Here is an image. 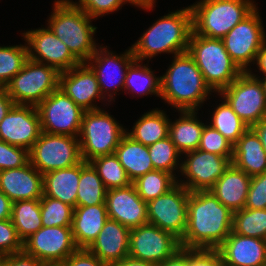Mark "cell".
I'll use <instances>...</instances> for the list:
<instances>
[{
    "mask_svg": "<svg viewBox=\"0 0 266 266\" xmlns=\"http://www.w3.org/2000/svg\"><path fill=\"white\" fill-rule=\"evenodd\" d=\"M233 212L208 191L189 192L187 226L180 246L217 249L232 232Z\"/></svg>",
    "mask_w": 266,
    "mask_h": 266,
    "instance_id": "6da1fadb",
    "label": "cell"
},
{
    "mask_svg": "<svg viewBox=\"0 0 266 266\" xmlns=\"http://www.w3.org/2000/svg\"><path fill=\"white\" fill-rule=\"evenodd\" d=\"M167 72L161 77V98L178 111H197L201 103L214 92L206 84L193 57L184 52L174 55Z\"/></svg>",
    "mask_w": 266,
    "mask_h": 266,
    "instance_id": "7a4b0ae2",
    "label": "cell"
},
{
    "mask_svg": "<svg viewBox=\"0 0 266 266\" xmlns=\"http://www.w3.org/2000/svg\"><path fill=\"white\" fill-rule=\"evenodd\" d=\"M193 31L190 6L158 19L132 46L133 56L141 61L161 53L174 55L188 51Z\"/></svg>",
    "mask_w": 266,
    "mask_h": 266,
    "instance_id": "3957f363",
    "label": "cell"
},
{
    "mask_svg": "<svg viewBox=\"0 0 266 266\" xmlns=\"http://www.w3.org/2000/svg\"><path fill=\"white\" fill-rule=\"evenodd\" d=\"M91 18L71 0H57L48 20V28L68 47L82 63L96 52L98 44L93 35L96 28Z\"/></svg>",
    "mask_w": 266,
    "mask_h": 266,
    "instance_id": "277c9868",
    "label": "cell"
},
{
    "mask_svg": "<svg viewBox=\"0 0 266 266\" xmlns=\"http://www.w3.org/2000/svg\"><path fill=\"white\" fill-rule=\"evenodd\" d=\"M187 52L215 93L228 87L242 73L226 51L222 39L200 36L192 31Z\"/></svg>",
    "mask_w": 266,
    "mask_h": 266,
    "instance_id": "5b68a950",
    "label": "cell"
},
{
    "mask_svg": "<svg viewBox=\"0 0 266 266\" xmlns=\"http://www.w3.org/2000/svg\"><path fill=\"white\" fill-rule=\"evenodd\" d=\"M193 32L222 39L255 8L252 0H201L190 6Z\"/></svg>",
    "mask_w": 266,
    "mask_h": 266,
    "instance_id": "8992f818",
    "label": "cell"
},
{
    "mask_svg": "<svg viewBox=\"0 0 266 266\" xmlns=\"http://www.w3.org/2000/svg\"><path fill=\"white\" fill-rule=\"evenodd\" d=\"M126 131L102 109L84 111L78 139L82 159L89 162L96 157L113 154Z\"/></svg>",
    "mask_w": 266,
    "mask_h": 266,
    "instance_id": "52a82bcc",
    "label": "cell"
},
{
    "mask_svg": "<svg viewBox=\"0 0 266 266\" xmlns=\"http://www.w3.org/2000/svg\"><path fill=\"white\" fill-rule=\"evenodd\" d=\"M59 72L47 64L28 59L6 86L16 105L37 107L59 87Z\"/></svg>",
    "mask_w": 266,
    "mask_h": 266,
    "instance_id": "ba28073f",
    "label": "cell"
},
{
    "mask_svg": "<svg viewBox=\"0 0 266 266\" xmlns=\"http://www.w3.org/2000/svg\"><path fill=\"white\" fill-rule=\"evenodd\" d=\"M83 161L78 137L42 132L29 150V162L43 175Z\"/></svg>",
    "mask_w": 266,
    "mask_h": 266,
    "instance_id": "9c48e42d",
    "label": "cell"
},
{
    "mask_svg": "<svg viewBox=\"0 0 266 266\" xmlns=\"http://www.w3.org/2000/svg\"><path fill=\"white\" fill-rule=\"evenodd\" d=\"M259 78L250 70L242 72L219 92L249 128L266 117V94Z\"/></svg>",
    "mask_w": 266,
    "mask_h": 266,
    "instance_id": "30bf717a",
    "label": "cell"
},
{
    "mask_svg": "<svg viewBox=\"0 0 266 266\" xmlns=\"http://www.w3.org/2000/svg\"><path fill=\"white\" fill-rule=\"evenodd\" d=\"M42 132L78 137L81 130V109L61 88L49 94L37 107Z\"/></svg>",
    "mask_w": 266,
    "mask_h": 266,
    "instance_id": "8fae6325",
    "label": "cell"
},
{
    "mask_svg": "<svg viewBox=\"0 0 266 266\" xmlns=\"http://www.w3.org/2000/svg\"><path fill=\"white\" fill-rule=\"evenodd\" d=\"M265 31L257 7L223 38L225 49L242 72L249 71L251 62L266 41Z\"/></svg>",
    "mask_w": 266,
    "mask_h": 266,
    "instance_id": "7c38bea8",
    "label": "cell"
},
{
    "mask_svg": "<svg viewBox=\"0 0 266 266\" xmlns=\"http://www.w3.org/2000/svg\"><path fill=\"white\" fill-rule=\"evenodd\" d=\"M189 191L177 183L147 203L148 223L172 233L179 240L187 226Z\"/></svg>",
    "mask_w": 266,
    "mask_h": 266,
    "instance_id": "4fadbf2b",
    "label": "cell"
},
{
    "mask_svg": "<svg viewBox=\"0 0 266 266\" xmlns=\"http://www.w3.org/2000/svg\"><path fill=\"white\" fill-rule=\"evenodd\" d=\"M77 249L72 226H42L23 242V250L43 264H62Z\"/></svg>",
    "mask_w": 266,
    "mask_h": 266,
    "instance_id": "5bb4252c",
    "label": "cell"
},
{
    "mask_svg": "<svg viewBox=\"0 0 266 266\" xmlns=\"http://www.w3.org/2000/svg\"><path fill=\"white\" fill-rule=\"evenodd\" d=\"M179 169L187 180L178 181L189 192L208 191L232 164V158L196 149L185 153Z\"/></svg>",
    "mask_w": 266,
    "mask_h": 266,
    "instance_id": "9a60e30c",
    "label": "cell"
},
{
    "mask_svg": "<svg viewBox=\"0 0 266 266\" xmlns=\"http://www.w3.org/2000/svg\"><path fill=\"white\" fill-rule=\"evenodd\" d=\"M180 241L172 233L152 224L130 230L128 256L158 264L180 249Z\"/></svg>",
    "mask_w": 266,
    "mask_h": 266,
    "instance_id": "2e32d148",
    "label": "cell"
},
{
    "mask_svg": "<svg viewBox=\"0 0 266 266\" xmlns=\"http://www.w3.org/2000/svg\"><path fill=\"white\" fill-rule=\"evenodd\" d=\"M23 36L29 45L28 59L54 67L59 73L81 63L48 27L29 30Z\"/></svg>",
    "mask_w": 266,
    "mask_h": 266,
    "instance_id": "e0dca14e",
    "label": "cell"
},
{
    "mask_svg": "<svg viewBox=\"0 0 266 266\" xmlns=\"http://www.w3.org/2000/svg\"><path fill=\"white\" fill-rule=\"evenodd\" d=\"M41 133L40 116L35 106L14 104L0 122V139L28 151Z\"/></svg>",
    "mask_w": 266,
    "mask_h": 266,
    "instance_id": "ac0fdd59",
    "label": "cell"
},
{
    "mask_svg": "<svg viewBox=\"0 0 266 266\" xmlns=\"http://www.w3.org/2000/svg\"><path fill=\"white\" fill-rule=\"evenodd\" d=\"M105 205L108 219L130 229L148 223L147 203L140 198L133 184L107 190Z\"/></svg>",
    "mask_w": 266,
    "mask_h": 266,
    "instance_id": "d6986e66",
    "label": "cell"
},
{
    "mask_svg": "<svg viewBox=\"0 0 266 266\" xmlns=\"http://www.w3.org/2000/svg\"><path fill=\"white\" fill-rule=\"evenodd\" d=\"M59 88L84 111L100 109L93 104L95 98L106 99L100 91L94 71L86 62L61 72Z\"/></svg>",
    "mask_w": 266,
    "mask_h": 266,
    "instance_id": "ffe728a7",
    "label": "cell"
},
{
    "mask_svg": "<svg viewBox=\"0 0 266 266\" xmlns=\"http://www.w3.org/2000/svg\"><path fill=\"white\" fill-rule=\"evenodd\" d=\"M106 49L107 48L100 46L86 62L97 77L103 97H105V94L108 95L107 91L111 92L108 89H112L113 92L119 91L120 88L124 89V81L128 66L135 60L131 48L120 56Z\"/></svg>",
    "mask_w": 266,
    "mask_h": 266,
    "instance_id": "44dd1931",
    "label": "cell"
},
{
    "mask_svg": "<svg viewBox=\"0 0 266 266\" xmlns=\"http://www.w3.org/2000/svg\"><path fill=\"white\" fill-rule=\"evenodd\" d=\"M224 266H266V240L231 232L217 248Z\"/></svg>",
    "mask_w": 266,
    "mask_h": 266,
    "instance_id": "7402d4cb",
    "label": "cell"
},
{
    "mask_svg": "<svg viewBox=\"0 0 266 266\" xmlns=\"http://www.w3.org/2000/svg\"><path fill=\"white\" fill-rule=\"evenodd\" d=\"M0 190L12 201L40 199L43 175L30 163L0 171Z\"/></svg>",
    "mask_w": 266,
    "mask_h": 266,
    "instance_id": "603a6c76",
    "label": "cell"
},
{
    "mask_svg": "<svg viewBox=\"0 0 266 266\" xmlns=\"http://www.w3.org/2000/svg\"><path fill=\"white\" fill-rule=\"evenodd\" d=\"M130 230L117 221L107 219L87 249L107 264L117 262L129 254Z\"/></svg>",
    "mask_w": 266,
    "mask_h": 266,
    "instance_id": "cb8c5ba5",
    "label": "cell"
},
{
    "mask_svg": "<svg viewBox=\"0 0 266 266\" xmlns=\"http://www.w3.org/2000/svg\"><path fill=\"white\" fill-rule=\"evenodd\" d=\"M232 164L250 177L266 172V151L252 127L233 145Z\"/></svg>",
    "mask_w": 266,
    "mask_h": 266,
    "instance_id": "d4e9b609",
    "label": "cell"
},
{
    "mask_svg": "<svg viewBox=\"0 0 266 266\" xmlns=\"http://www.w3.org/2000/svg\"><path fill=\"white\" fill-rule=\"evenodd\" d=\"M251 178L231 164L210 191L224 206L235 212L245 206Z\"/></svg>",
    "mask_w": 266,
    "mask_h": 266,
    "instance_id": "484cf974",
    "label": "cell"
},
{
    "mask_svg": "<svg viewBox=\"0 0 266 266\" xmlns=\"http://www.w3.org/2000/svg\"><path fill=\"white\" fill-rule=\"evenodd\" d=\"M105 204L76 206L73 211L72 232L78 248H88L107 221Z\"/></svg>",
    "mask_w": 266,
    "mask_h": 266,
    "instance_id": "4316f807",
    "label": "cell"
},
{
    "mask_svg": "<svg viewBox=\"0 0 266 266\" xmlns=\"http://www.w3.org/2000/svg\"><path fill=\"white\" fill-rule=\"evenodd\" d=\"M79 179L80 163L66 169L49 171L43 174V195L75 208Z\"/></svg>",
    "mask_w": 266,
    "mask_h": 266,
    "instance_id": "83f0119b",
    "label": "cell"
},
{
    "mask_svg": "<svg viewBox=\"0 0 266 266\" xmlns=\"http://www.w3.org/2000/svg\"><path fill=\"white\" fill-rule=\"evenodd\" d=\"M114 153L131 182L155 170L150 159L148 146L135 141L127 133L121 138Z\"/></svg>",
    "mask_w": 266,
    "mask_h": 266,
    "instance_id": "f1b7e54d",
    "label": "cell"
},
{
    "mask_svg": "<svg viewBox=\"0 0 266 266\" xmlns=\"http://www.w3.org/2000/svg\"><path fill=\"white\" fill-rule=\"evenodd\" d=\"M175 122H169L168 136L182 154L198 149L205 124L196 117L195 110L180 111Z\"/></svg>",
    "mask_w": 266,
    "mask_h": 266,
    "instance_id": "f546056e",
    "label": "cell"
},
{
    "mask_svg": "<svg viewBox=\"0 0 266 266\" xmlns=\"http://www.w3.org/2000/svg\"><path fill=\"white\" fill-rule=\"evenodd\" d=\"M169 122L163 110L153 109L136 121L131 132L126 133L135 141L150 146L168 137Z\"/></svg>",
    "mask_w": 266,
    "mask_h": 266,
    "instance_id": "4dcf8cb0",
    "label": "cell"
},
{
    "mask_svg": "<svg viewBox=\"0 0 266 266\" xmlns=\"http://www.w3.org/2000/svg\"><path fill=\"white\" fill-rule=\"evenodd\" d=\"M10 219L24 242L42 227L40 199L12 202Z\"/></svg>",
    "mask_w": 266,
    "mask_h": 266,
    "instance_id": "1f68e13d",
    "label": "cell"
},
{
    "mask_svg": "<svg viewBox=\"0 0 266 266\" xmlns=\"http://www.w3.org/2000/svg\"><path fill=\"white\" fill-rule=\"evenodd\" d=\"M107 189L94 167L84 160L80 163V179L76 206L105 204Z\"/></svg>",
    "mask_w": 266,
    "mask_h": 266,
    "instance_id": "d6a6232c",
    "label": "cell"
},
{
    "mask_svg": "<svg viewBox=\"0 0 266 266\" xmlns=\"http://www.w3.org/2000/svg\"><path fill=\"white\" fill-rule=\"evenodd\" d=\"M139 60H134L127 69L124 81V90L132 93L136 92L139 96L153 94L161 96V77H156L148 66L139 64Z\"/></svg>",
    "mask_w": 266,
    "mask_h": 266,
    "instance_id": "836d02e7",
    "label": "cell"
},
{
    "mask_svg": "<svg viewBox=\"0 0 266 266\" xmlns=\"http://www.w3.org/2000/svg\"><path fill=\"white\" fill-rule=\"evenodd\" d=\"M174 175L163 170H152L132 182L140 198L149 201L163 195L173 188L178 180Z\"/></svg>",
    "mask_w": 266,
    "mask_h": 266,
    "instance_id": "e575fe53",
    "label": "cell"
},
{
    "mask_svg": "<svg viewBox=\"0 0 266 266\" xmlns=\"http://www.w3.org/2000/svg\"><path fill=\"white\" fill-rule=\"evenodd\" d=\"M233 145L249 128L248 125L233 111L230 105L224 101L214 110L211 123Z\"/></svg>",
    "mask_w": 266,
    "mask_h": 266,
    "instance_id": "d590c367",
    "label": "cell"
},
{
    "mask_svg": "<svg viewBox=\"0 0 266 266\" xmlns=\"http://www.w3.org/2000/svg\"><path fill=\"white\" fill-rule=\"evenodd\" d=\"M232 232L266 240V209L243 208L233 212Z\"/></svg>",
    "mask_w": 266,
    "mask_h": 266,
    "instance_id": "8d00e7d4",
    "label": "cell"
},
{
    "mask_svg": "<svg viewBox=\"0 0 266 266\" xmlns=\"http://www.w3.org/2000/svg\"><path fill=\"white\" fill-rule=\"evenodd\" d=\"M89 163L97 171L107 190L132 184L115 153L96 157Z\"/></svg>",
    "mask_w": 266,
    "mask_h": 266,
    "instance_id": "74e56055",
    "label": "cell"
},
{
    "mask_svg": "<svg viewBox=\"0 0 266 266\" xmlns=\"http://www.w3.org/2000/svg\"><path fill=\"white\" fill-rule=\"evenodd\" d=\"M27 60L26 45L0 46V87H6Z\"/></svg>",
    "mask_w": 266,
    "mask_h": 266,
    "instance_id": "f35d334b",
    "label": "cell"
},
{
    "mask_svg": "<svg viewBox=\"0 0 266 266\" xmlns=\"http://www.w3.org/2000/svg\"><path fill=\"white\" fill-rule=\"evenodd\" d=\"M40 209L43 227L72 226V206L43 195L40 198Z\"/></svg>",
    "mask_w": 266,
    "mask_h": 266,
    "instance_id": "ab89813d",
    "label": "cell"
},
{
    "mask_svg": "<svg viewBox=\"0 0 266 266\" xmlns=\"http://www.w3.org/2000/svg\"><path fill=\"white\" fill-rule=\"evenodd\" d=\"M148 151L154 169L167 171L176 176L174 170L178 169L177 165L181 167L178 159L182 154L177 150L169 136L148 146Z\"/></svg>",
    "mask_w": 266,
    "mask_h": 266,
    "instance_id": "60d3db41",
    "label": "cell"
},
{
    "mask_svg": "<svg viewBox=\"0 0 266 266\" xmlns=\"http://www.w3.org/2000/svg\"><path fill=\"white\" fill-rule=\"evenodd\" d=\"M198 149L226 158H233V144L210 125L204 126Z\"/></svg>",
    "mask_w": 266,
    "mask_h": 266,
    "instance_id": "b9f144b4",
    "label": "cell"
},
{
    "mask_svg": "<svg viewBox=\"0 0 266 266\" xmlns=\"http://www.w3.org/2000/svg\"><path fill=\"white\" fill-rule=\"evenodd\" d=\"M29 162V151L0 139V171L20 168Z\"/></svg>",
    "mask_w": 266,
    "mask_h": 266,
    "instance_id": "7bdbcfd3",
    "label": "cell"
},
{
    "mask_svg": "<svg viewBox=\"0 0 266 266\" xmlns=\"http://www.w3.org/2000/svg\"><path fill=\"white\" fill-rule=\"evenodd\" d=\"M23 250V241L11 219L0 220V255L6 256Z\"/></svg>",
    "mask_w": 266,
    "mask_h": 266,
    "instance_id": "ee69618b",
    "label": "cell"
},
{
    "mask_svg": "<svg viewBox=\"0 0 266 266\" xmlns=\"http://www.w3.org/2000/svg\"><path fill=\"white\" fill-rule=\"evenodd\" d=\"M244 208L266 209V172L251 178Z\"/></svg>",
    "mask_w": 266,
    "mask_h": 266,
    "instance_id": "f6af8a7d",
    "label": "cell"
},
{
    "mask_svg": "<svg viewBox=\"0 0 266 266\" xmlns=\"http://www.w3.org/2000/svg\"><path fill=\"white\" fill-rule=\"evenodd\" d=\"M74 3L91 18L95 19L98 16L119 10L124 2L123 0H79L78 3Z\"/></svg>",
    "mask_w": 266,
    "mask_h": 266,
    "instance_id": "bcb514c9",
    "label": "cell"
},
{
    "mask_svg": "<svg viewBox=\"0 0 266 266\" xmlns=\"http://www.w3.org/2000/svg\"><path fill=\"white\" fill-rule=\"evenodd\" d=\"M189 266H224L217 249H189Z\"/></svg>",
    "mask_w": 266,
    "mask_h": 266,
    "instance_id": "7dc6e473",
    "label": "cell"
},
{
    "mask_svg": "<svg viewBox=\"0 0 266 266\" xmlns=\"http://www.w3.org/2000/svg\"><path fill=\"white\" fill-rule=\"evenodd\" d=\"M61 266H109V264L100 260L87 248H78Z\"/></svg>",
    "mask_w": 266,
    "mask_h": 266,
    "instance_id": "c3c4849f",
    "label": "cell"
},
{
    "mask_svg": "<svg viewBox=\"0 0 266 266\" xmlns=\"http://www.w3.org/2000/svg\"><path fill=\"white\" fill-rule=\"evenodd\" d=\"M2 262L6 266H42L43 263L24 250L3 256Z\"/></svg>",
    "mask_w": 266,
    "mask_h": 266,
    "instance_id": "681fc988",
    "label": "cell"
},
{
    "mask_svg": "<svg viewBox=\"0 0 266 266\" xmlns=\"http://www.w3.org/2000/svg\"><path fill=\"white\" fill-rule=\"evenodd\" d=\"M155 266H189V249L181 247L171 257Z\"/></svg>",
    "mask_w": 266,
    "mask_h": 266,
    "instance_id": "f907efd6",
    "label": "cell"
},
{
    "mask_svg": "<svg viewBox=\"0 0 266 266\" xmlns=\"http://www.w3.org/2000/svg\"><path fill=\"white\" fill-rule=\"evenodd\" d=\"M13 106V99L8 95L6 87H0V122Z\"/></svg>",
    "mask_w": 266,
    "mask_h": 266,
    "instance_id": "816d5d0a",
    "label": "cell"
},
{
    "mask_svg": "<svg viewBox=\"0 0 266 266\" xmlns=\"http://www.w3.org/2000/svg\"><path fill=\"white\" fill-rule=\"evenodd\" d=\"M12 201L0 190V220L11 218Z\"/></svg>",
    "mask_w": 266,
    "mask_h": 266,
    "instance_id": "f5cc1de1",
    "label": "cell"
},
{
    "mask_svg": "<svg viewBox=\"0 0 266 266\" xmlns=\"http://www.w3.org/2000/svg\"><path fill=\"white\" fill-rule=\"evenodd\" d=\"M109 266H155V264L127 256L117 262L109 264Z\"/></svg>",
    "mask_w": 266,
    "mask_h": 266,
    "instance_id": "db71d44e",
    "label": "cell"
},
{
    "mask_svg": "<svg viewBox=\"0 0 266 266\" xmlns=\"http://www.w3.org/2000/svg\"><path fill=\"white\" fill-rule=\"evenodd\" d=\"M255 61L257 62V67L259 68L260 72L266 77V41L259 49Z\"/></svg>",
    "mask_w": 266,
    "mask_h": 266,
    "instance_id": "11a10c76",
    "label": "cell"
},
{
    "mask_svg": "<svg viewBox=\"0 0 266 266\" xmlns=\"http://www.w3.org/2000/svg\"><path fill=\"white\" fill-rule=\"evenodd\" d=\"M259 135L261 143L266 151V117L261 119L257 124L252 127Z\"/></svg>",
    "mask_w": 266,
    "mask_h": 266,
    "instance_id": "9f6ffc18",
    "label": "cell"
},
{
    "mask_svg": "<svg viewBox=\"0 0 266 266\" xmlns=\"http://www.w3.org/2000/svg\"><path fill=\"white\" fill-rule=\"evenodd\" d=\"M125 2H129L133 5L139 6L142 9H152L154 7L155 0H123Z\"/></svg>",
    "mask_w": 266,
    "mask_h": 266,
    "instance_id": "6f0895ef",
    "label": "cell"
},
{
    "mask_svg": "<svg viewBox=\"0 0 266 266\" xmlns=\"http://www.w3.org/2000/svg\"><path fill=\"white\" fill-rule=\"evenodd\" d=\"M262 84H263V87H264V92L266 94V77H263L262 79H260Z\"/></svg>",
    "mask_w": 266,
    "mask_h": 266,
    "instance_id": "680465c9",
    "label": "cell"
},
{
    "mask_svg": "<svg viewBox=\"0 0 266 266\" xmlns=\"http://www.w3.org/2000/svg\"><path fill=\"white\" fill-rule=\"evenodd\" d=\"M42 266H61V264H43Z\"/></svg>",
    "mask_w": 266,
    "mask_h": 266,
    "instance_id": "91938a15",
    "label": "cell"
},
{
    "mask_svg": "<svg viewBox=\"0 0 266 266\" xmlns=\"http://www.w3.org/2000/svg\"><path fill=\"white\" fill-rule=\"evenodd\" d=\"M0 266H6L2 261L0 262Z\"/></svg>",
    "mask_w": 266,
    "mask_h": 266,
    "instance_id": "94428289",
    "label": "cell"
}]
</instances>
